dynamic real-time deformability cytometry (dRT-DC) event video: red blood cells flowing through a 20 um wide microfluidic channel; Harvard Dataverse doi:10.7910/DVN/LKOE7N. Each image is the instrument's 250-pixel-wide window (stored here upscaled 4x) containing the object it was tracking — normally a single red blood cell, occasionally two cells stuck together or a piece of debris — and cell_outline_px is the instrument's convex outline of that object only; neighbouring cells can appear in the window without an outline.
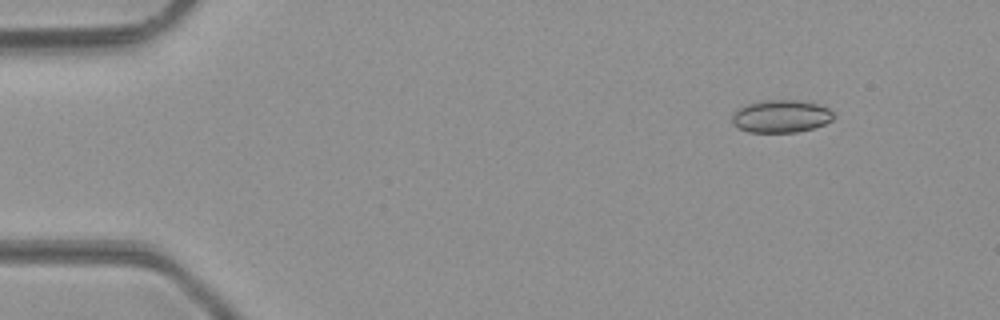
{"species": "common noctule bat (a hibernating species)", "species_latin": "Nyctalus noctula", "temperature_condition": "room temperature", "stored_images_in_passage": 45, "camera_frame_rate_fps": 3000, "um_per_image_px": 0.085, "animal": {"sex": "male", "body_mass_g": 23.1, "forearm_length_mm": 52.7}, "frame": {"image": 1, "passage_image": 2, "time_ms": 0.333, "image_size_px": [1000, 320], "cell_outline_px": [[832, 120], [824, 124], [812, 128], [796, 132], [748, 132], [732, 124], [732, 116], [736, 108], [744, 104], [764, 100], [800, 100], [820, 104], [828, 108], [832, 112]], "centroid_in_image_um": [66.35, 9.87], "position_along_channel_um": 18.7, "area_um2": 19.42}}
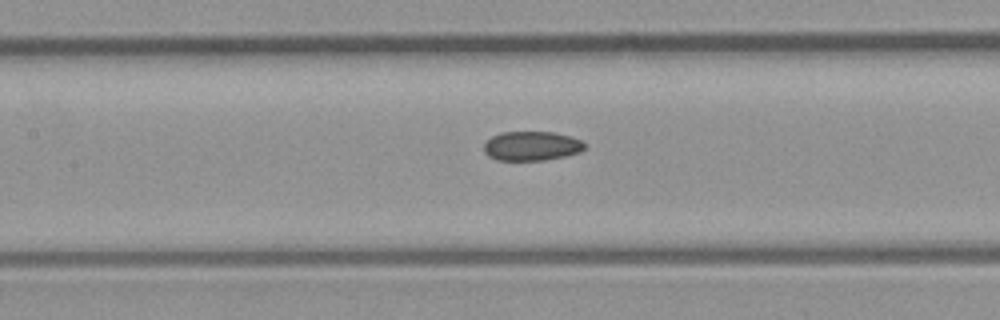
{"frame": {"image": 2, "passage_image": 19, "time_ms": 6.0, "image_size_px": [1000, 320], "cell_outline_px": [[584, 148], [580, 152], [564, 156], [544, 160], [496, 160], [488, 156], [484, 152], [484, 144], [492, 136], [500, 132], [552, 132], [568, 136], [580, 140], [584, 144]], "centroid_in_image_um": [45.14, 12.41], "position_along_channel_um": 162.3, "area_um2": 17.05}}
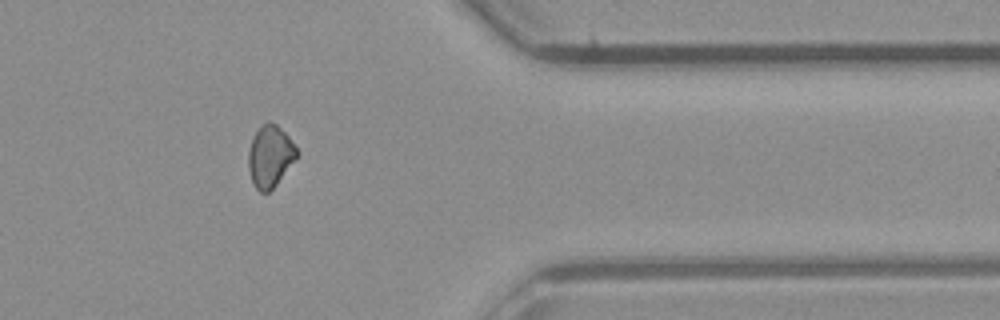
{"frame": {"image": 3, "passage_image": 36, "time_ms": 11.667, "image_size_px": [1000, 320], "cell_outline_px": [[300, 156], [276, 184], [268, 192], [260, 192], [256, 188], [252, 180], [248, 168], [248, 152], [252, 136], [268, 120], [276, 124], [288, 136], [300, 152]], "centroid_in_image_um": [22.98, 13.28], "position_along_channel_um": 388.4, "area_um2": 17.51}, "authors_computed_cell_mechanics": {"area_um2": 17.9758, "velocity_mm_per_s": 4.3036, "shape_relaxation_time_tau1_ms": null, "shape_relaxation_time_tau2_ms": 4.564, "deformation_change_tau1": null, "deformation_change_tau2": 0.0842}}